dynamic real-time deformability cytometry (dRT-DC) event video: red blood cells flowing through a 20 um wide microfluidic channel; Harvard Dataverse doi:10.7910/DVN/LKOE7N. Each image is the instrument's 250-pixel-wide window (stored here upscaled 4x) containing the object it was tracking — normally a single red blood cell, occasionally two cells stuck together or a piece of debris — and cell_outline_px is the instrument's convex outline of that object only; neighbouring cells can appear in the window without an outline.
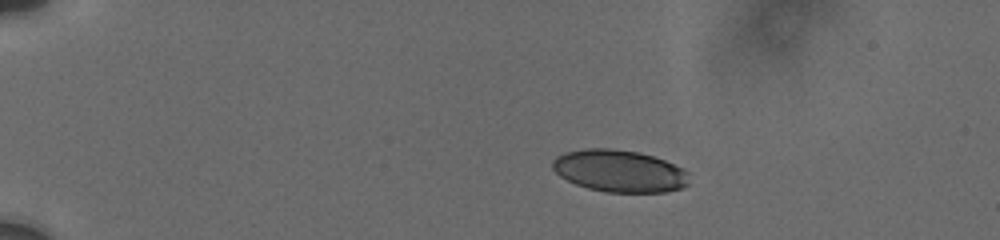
{"species": "human", "species_latin": "Homo sapiens", "temperature_condition": "cold", "stored_images_in_passage": 112, "camera_frame_rate_fps": 3000, "um_per_image_px": 0.085, "donor": {"sex": "male"}, "frame": {"image": 1, "passage_image": 1, "time_ms": 0.0, "image_size_px": [1000, 240], "cell_outline_px": [[688, 184], [680, 188], [664, 192], [604, 192], [588, 188], [576, 184], [560, 176], [552, 168], [552, 160], [556, 156], [564, 152], [584, 148], [612, 148], [640, 152], [664, 160], [684, 168], [688, 172]], "centroid_in_image_um": [52.63, 14.52], "position_along_channel_um": 32.4, "area_um2": 33.7}}
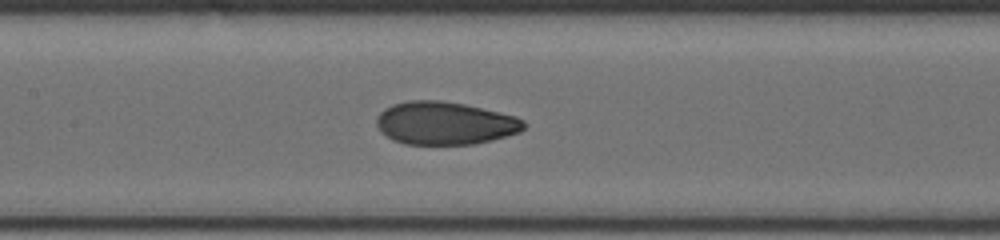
{"frame": {"image": 2, "passage_image": 49, "time_ms": 6.0, "image_size_px": [1000, 240], "cell_outline_px": [[524, 128], [520, 132], [492, 140], [476, 144], [404, 144], [392, 140], [380, 132], [376, 124], [376, 116], [384, 108], [392, 104], [408, 100], [440, 100], [464, 104], [516, 116], [524, 120]], "centroid_in_image_um": [37.78, 10.47], "position_along_channel_um": 169.6, "area_um2": 37.05}}
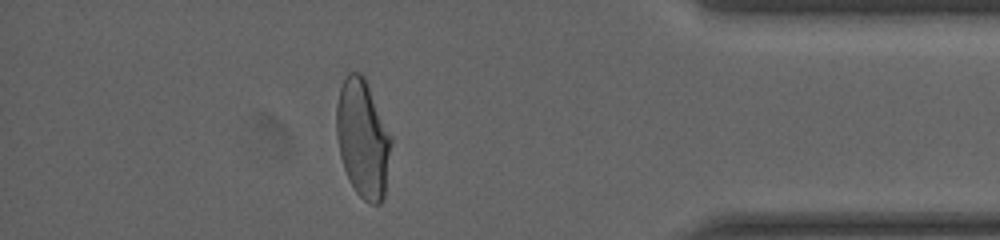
{"frame": {"image": 3, "passage_image": 96, "time_ms": 13.0, "image_size_px": [1000, 240], "cell_outline_px": [[392, 140], [384, 196], [380, 204], [372, 204], [364, 200], [356, 192], [344, 168], [340, 156], [336, 136], [336, 104], [340, 88], [348, 72], [360, 72], [364, 76], [392, 136]], "centroid_in_image_um": [30.83, 11.76], "position_along_channel_um": 404.4, "area_um2": 37.57}, "authors_computed_cell_mechanics": {"area_um2": 37.0209, "velocity_mm_per_s": 3.7509, "shape_relaxation_time_tau1_ms": 5.5761, "shape_relaxation_time_tau2_ms": 0.8617, "deformation_change_tau1": 0.1683, "deformation_change_tau2": 0.0486}}